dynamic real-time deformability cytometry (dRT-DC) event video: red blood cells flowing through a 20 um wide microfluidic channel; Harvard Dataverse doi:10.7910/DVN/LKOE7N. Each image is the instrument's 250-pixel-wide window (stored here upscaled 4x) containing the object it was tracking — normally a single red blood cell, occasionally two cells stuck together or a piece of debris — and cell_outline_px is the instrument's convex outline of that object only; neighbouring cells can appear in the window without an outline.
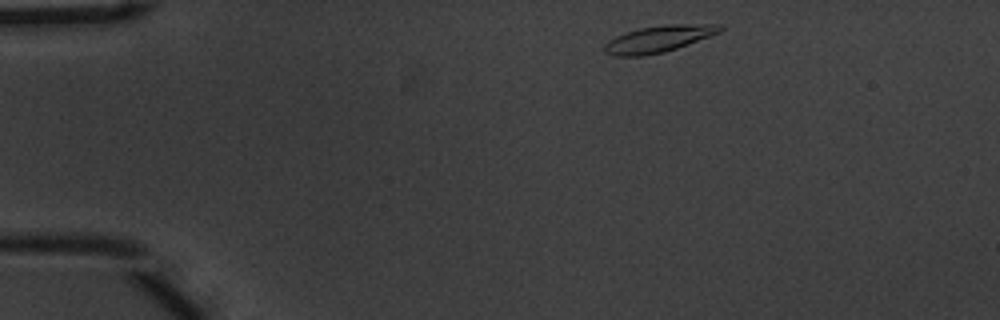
{"species": "common noctule bat (a hibernating species)", "species_latin": "Nyctalus noctula", "temperature_condition": "warm", "stored_images_in_passage": 48, "camera_frame_rate_fps": 3000, "um_per_image_px": 0.085, "animal": {"sex": "male", "body_mass_g": 20.1, "forearm_length_mm": 53.5}, "frame": {"image": 1, "passage_image": 2, "time_ms": 0.333, "image_size_px": [1000, 320], "cell_outline_px": [[724, 28], [720, 32], [676, 48], [664, 52], [644, 56], [612, 56], [604, 52], [604, 44], [608, 40], [616, 36], [640, 28], [664, 24], [724, 24]], "centroid_in_image_um": [55.97, 3.3], "position_along_channel_um": 29.0, "area_um2": 17.92}}
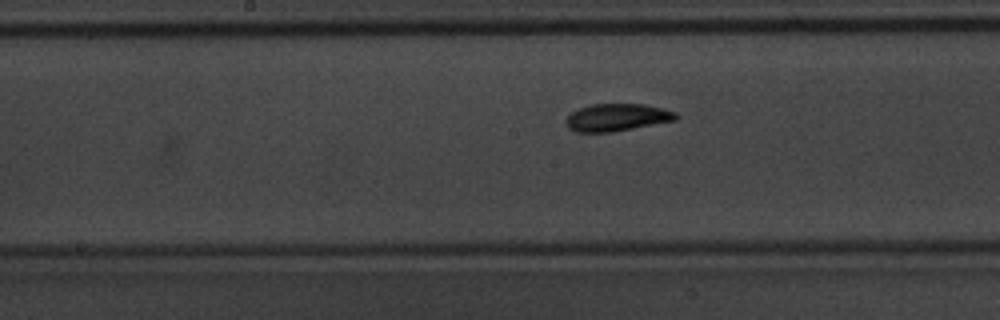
{"frame": {"image": 2, "passage_image": 21, "time_ms": 6.667, "image_size_px": [1000, 320], "cell_outline_px": [[680, 116], [676, 120], [612, 132], [576, 132], [568, 128], [564, 120], [572, 112], [580, 108], [592, 104], [644, 104], [676, 112]], "centroid_in_image_um": [52.43, 9.98], "position_along_channel_um": 195.8, "area_um2": 17.51}}
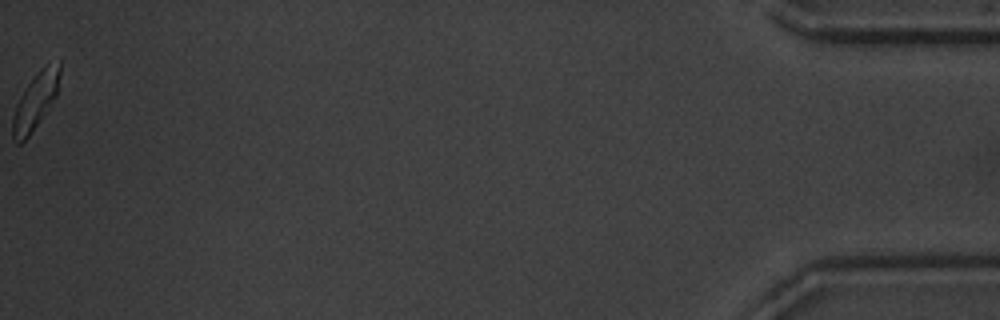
{"frame": {"image": 3, "passage_image": 48, "time_ms": 15.667, "image_size_px": [1000, 320], "cell_outline_px": [[60, 76], [56, 96], [28, 136], [20, 144], [16, 144], [12, 140], [12, 116], [16, 104], [24, 88], [36, 72], [44, 64], [60, 60]], "centroid_in_image_um": [2.99, 8.55], "position_along_channel_um": 432.2, "area_um2": 15.55}, "authors_computed_cell_mechanics": {"area_um2": 17.051, "velocity_mm_per_s": 3.6654, "shape_relaxation_time_tau1_ms": 2.1561, "shape_relaxation_time_tau2_ms": 2.7667, "deformation_change_tau1": 0.1493, "deformation_change_tau2": 0.0868}}